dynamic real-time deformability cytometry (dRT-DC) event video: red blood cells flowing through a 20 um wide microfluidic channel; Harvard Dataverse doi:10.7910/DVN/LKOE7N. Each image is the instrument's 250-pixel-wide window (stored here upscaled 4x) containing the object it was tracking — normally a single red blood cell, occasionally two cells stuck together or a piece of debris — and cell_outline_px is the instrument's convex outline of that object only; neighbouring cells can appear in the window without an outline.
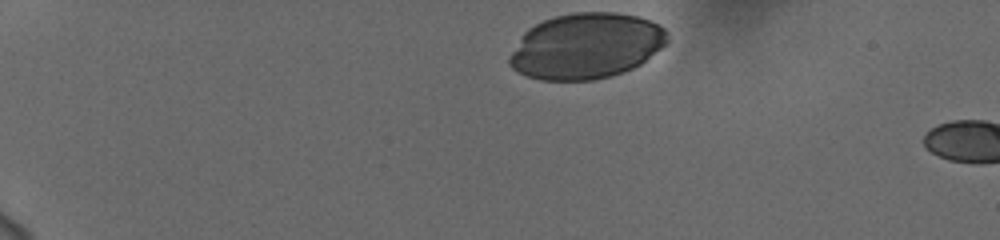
{"species": "human", "species_latin": "Homo sapiens", "temperature_condition": "cold", "stored_images_in_passage": 4, "camera_frame_rate_fps": 3000, "um_per_image_px": 0.085, "donor": {"sex": "female"}, "frame": {"image": 1, "passage_image": 1, "time_ms": 0.0, "image_size_px": [1000, 240], "cell_outline_px": [[668, 40], [660, 48], [640, 64], [632, 68], [608, 76], [592, 80], [540, 80], [528, 76], [512, 68], [508, 64], [508, 56], [524, 32], [528, 28], [544, 20], [556, 16], [572, 12], [616, 12], [640, 16], [664, 28], [668, 32]], "centroid_in_image_um": [49.8, 3.9], "position_along_channel_um": 35.2, "area_um2": 60.17}}